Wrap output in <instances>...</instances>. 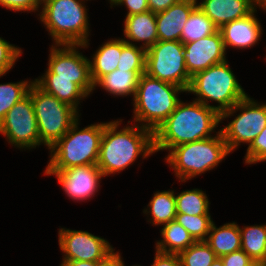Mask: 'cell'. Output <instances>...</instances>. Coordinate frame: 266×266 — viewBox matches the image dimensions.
Returning a JSON list of instances; mask_svg holds the SVG:
<instances>
[{
	"label": "cell",
	"mask_w": 266,
	"mask_h": 266,
	"mask_svg": "<svg viewBox=\"0 0 266 266\" xmlns=\"http://www.w3.org/2000/svg\"><path fill=\"white\" fill-rule=\"evenodd\" d=\"M122 119L104 122L97 166L104 177L119 173L141 155L143 159L154 152L153 132L138 124L118 129Z\"/></svg>",
	"instance_id": "obj_1"
},
{
	"label": "cell",
	"mask_w": 266,
	"mask_h": 266,
	"mask_svg": "<svg viewBox=\"0 0 266 266\" xmlns=\"http://www.w3.org/2000/svg\"><path fill=\"white\" fill-rule=\"evenodd\" d=\"M185 103L182 100L175 110L153 133L154 152L170 151L180 144L213 137L220 122V114L201 102Z\"/></svg>",
	"instance_id": "obj_2"
},
{
	"label": "cell",
	"mask_w": 266,
	"mask_h": 266,
	"mask_svg": "<svg viewBox=\"0 0 266 266\" xmlns=\"http://www.w3.org/2000/svg\"><path fill=\"white\" fill-rule=\"evenodd\" d=\"M84 3L85 0L41 1L39 18L55 44L82 45L83 48H88L89 17Z\"/></svg>",
	"instance_id": "obj_3"
},
{
	"label": "cell",
	"mask_w": 266,
	"mask_h": 266,
	"mask_svg": "<svg viewBox=\"0 0 266 266\" xmlns=\"http://www.w3.org/2000/svg\"><path fill=\"white\" fill-rule=\"evenodd\" d=\"M186 92L180 86L152 78L146 73L139 78L134 99V121L153 133L175 110L181 101L178 94Z\"/></svg>",
	"instance_id": "obj_4"
},
{
	"label": "cell",
	"mask_w": 266,
	"mask_h": 266,
	"mask_svg": "<svg viewBox=\"0 0 266 266\" xmlns=\"http://www.w3.org/2000/svg\"><path fill=\"white\" fill-rule=\"evenodd\" d=\"M79 119L50 150V161L45 169H68L81 165H97L104 123L79 129Z\"/></svg>",
	"instance_id": "obj_5"
},
{
	"label": "cell",
	"mask_w": 266,
	"mask_h": 266,
	"mask_svg": "<svg viewBox=\"0 0 266 266\" xmlns=\"http://www.w3.org/2000/svg\"><path fill=\"white\" fill-rule=\"evenodd\" d=\"M228 154L230 152L223 135L218 131L213 137L173 147L165 160L174 170L176 177L181 182H186L214 169Z\"/></svg>",
	"instance_id": "obj_6"
},
{
	"label": "cell",
	"mask_w": 266,
	"mask_h": 266,
	"mask_svg": "<svg viewBox=\"0 0 266 266\" xmlns=\"http://www.w3.org/2000/svg\"><path fill=\"white\" fill-rule=\"evenodd\" d=\"M187 92L195 94V101L214 108L219 114L232 108L248 95L239 84L227 60L196 73L191 77ZM209 101L218 105H210Z\"/></svg>",
	"instance_id": "obj_7"
},
{
	"label": "cell",
	"mask_w": 266,
	"mask_h": 266,
	"mask_svg": "<svg viewBox=\"0 0 266 266\" xmlns=\"http://www.w3.org/2000/svg\"><path fill=\"white\" fill-rule=\"evenodd\" d=\"M28 94L34 107L41 144L49 149L79 119V112L33 83Z\"/></svg>",
	"instance_id": "obj_8"
},
{
	"label": "cell",
	"mask_w": 266,
	"mask_h": 266,
	"mask_svg": "<svg viewBox=\"0 0 266 266\" xmlns=\"http://www.w3.org/2000/svg\"><path fill=\"white\" fill-rule=\"evenodd\" d=\"M238 110L241 113L220 129L230 153L241 143H246L249 146L266 127V103L258 104L248 95L232 108L223 111L220 114V122L234 116L233 114Z\"/></svg>",
	"instance_id": "obj_9"
},
{
	"label": "cell",
	"mask_w": 266,
	"mask_h": 266,
	"mask_svg": "<svg viewBox=\"0 0 266 266\" xmlns=\"http://www.w3.org/2000/svg\"><path fill=\"white\" fill-rule=\"evenodd\" d=\"M181 41H157L146 50L145 73L160 81L189 88V76L183 56Z\"/></svg>",
	"instance_id": "obj_10"
},
{
	"label": "cell",
	"mask_w": 266,
	"mask_h": 266,
	"mask_svg": "<svg viewBox=\"0 0 266 266\" xmlns=\"http://www.w3.org/2000/svg\"><path fill=\"white\" fill-rule=\"evenodd\" d=\"M0 134L17 148L32 149L41 145L31 96L15 103L0 122Z\"/></svg>",
	"instance_id": "obj_11"
},
{
	"label": "cell",
	"mask_w": 266,
	"mask_h": 266,
	"mask_svg": "<svg viewBox=\"0 0 266 266\" xmlns=\"http://www.w3.org/2000/svg\"><path fill=\"white\" fill-rule=\"evenodd\" d=\"M50 48L47 65L55 78L75 79V83L89 96L95 88L90 76V61L77 51L82 45L53 44Z\"/></svg>",
	"instance_id": "obj_12"
},
{
	"label": "cell",
	"mask_w": 266,
	"mask_h": 266,
	"mask_svg": "<svg viewBox=\"0 0 266 266\" xmlns=\"http://www.w3.org/2000/svg\"><path fill=\"white\" fill-rule=\"evenodd\" d=\"M58 238L63 261L98 262L115 250L106 239L87 231L61 228Z\"/></svg>",
	"instance_id": "obj_13"
},
{
	"label": "cell",
	"mask_w": 266,
	"mask_h": 266,
	"mask_svg": "<svg viewBox=\"0 0 266 266\" xmlns=\"http://www.w3.org/2000/svg\"><path fill=\"white\" fill-rule=\"evenodd\" d=\"M46 175H55L65 194L72 200L83 201L93 197L104 177L97 165H81L68 169H46Z\"/></svg>",
	"instance_id": "obj_14"
},
{
	"label": "cell",
	"mask_w": 266,
	"mask_h": 266,
	"mask_svg": "<svg viewBox=\"0 0 266 266\" xmlns=\"http://www.w3.org/2000/svg\"><path fill=\"white\" fill-rule=\"evenodd\" d=\"M183 46V56L190 77L226 60V49L219 30Z\"/></svg>",
	"instance_id": "obj_15"
},
{
	"label": "cell",
	"mask_w": 266,
	"mask_h": 266,
	"mask_svg": "<svg viewBox=\"0 0 266 266\" xmlns=\"http://www.w3.org/2000/svg\"><path fill=\"white\" fill-rule=\"evenodd\" d=\"M197 6L213 21L219 29L233 20L247 17L257 6L266 11V4L257 0H203Z\"/></svg>",
	"instance_id": "obj_16"
},
{
	"label": "cell",
	"mask_w": 266,
	"mask_h": 266,
	"mask_svg": "<svg viewBox=\"0 0 266 266\" xmlns=\"http://www.w3.org/2000/svg\"><path fill=\"white\" fill-rule=\"evenodd\" d=\"M255 9L247 17L233 20L219 28L225 49L229 46L245 49L254 46L261 39L262 25L257 19Z\"/></svg>",
	"instance_id": "obj_17"
},
{
	"label": "cell",
	"mask_w": 266,
	"mask_h": 266,
	"mask_svg": "<svg viewBox=\"0 0 266 266\" xmlns=\"http://www.w3.org/2000/svg\"><path fill=\"white\" fill-rule=\"evenodd\" d=\"M197 0H179L167 10L156 14L158 41H180L183 27Z\"/></svg>",
	"instance_id": "obj_18"
},
{
	"label": "cell",
	"mask_w": 266,
	"mask_h": 266,
	"mask_svg": "<svg viewBox=\"0 0 266 266\" xmlns=\"http://www.w3.org/2000/svg\"><path fill=\"white\" fill-rule=\"evenodd\" d=\"M124 41L128 44L143 42L141 45L145 50L149 49L158 41L156 26V14L147 11L145 13L126 16L124 19ZM131 41V42H130Z\"/></svg>",
	"instance_id": "obj_19"
},
{
	"label": "cell",
	"mask_w": 266,
	"mask_h": 266,
	"mask_svg": "<svg viewBox=\"0 0 266 266\" xmlns=\"http://www.w3.org/2000/svg\"><path fill=\"white\" fill-rule=\"evenodd\" d=\"M44 92L55 96L75 109H79L80 100L88 95L75 83V79L55 78L48 68L44 75L33 80Z\"/></svg>",
	"instance_id": "obj_20"
},
{
	"label": "cell",
	"mask_w": 266,
	"mask_h": 266,
	"mask_svg": "<svg viewBox=\"0 0 266 266\" xmlns=\"http://www.w3.org/2000/svg\"><path fill=\"white\" fill-rule=\"evenodd\" d=\"M145 70H123L115 69L111 73L102 76L95 84L105 91L116 96H131L136 94L139 78Z\"/></svg>",
	"instance_id": "obj_21"
},
{
	"label": "cell",
	"mask_w": 266,
	"mask_h": 266,
	"mask_svg": "<svg viewBox=\"0 0 266 266\" xmlns=\"http://www.w3.org/2000/svg\"><path fill=\"white\" fill-rule=\"evenodd\" d=\"M205 242L217 257L241 250L240 229L237 223H226L216 227L213 222Z\"/></svg>",
	"instance_id": "obj_22"
},
{
	"label": "cell",
	"mask_w": 266,
	"mask_h": 266,
	"mask_svg": "<svg viewBox=\"0 0 266 266\" xmlns=\"http://www.w3.org/2000/svg\"><path fill=\"white\" fill-rule=\"evenodd\" d=\"M121 55V38L110 39L96 50L90 61V76L95 84L102 76L117 68Z\"/></svg>",
	"instance_id": "obj_23"
},
{
	"label": "cell",
	"mask_w": 266,
	"mask_h": 266,
	"mask_svg": "<svg viewBox=\"0 0 266 266\" xmlns=\"http://www.w3.org/2000/svg\"><path fill=\"white\" fill-rule=\"evenodd\" d=\"M162 240L156 242L155 249L164 253L180 254L195 241L189 232L176 220L163 225Z\"/></svg>",
	"instance_id": "obj_24"
},
{
	"label": "cell",
	"mask_w": 266,
	"mask_h": 266,
	"mask_svg": "<svg viewBox=\"0 0 266 266\" xmlns=\"http://www.w3.org/2000/svg\"><path fill=\"white\" fill-rule=\"evenodd\" d=\"M240 229L241 250L255 264H266V224L244 226Z\"/></svg>",
	"instance_id": "obj_25"
},
{
	"label": "cell",
	"mask_w": 266,
	"mask_h": 266,
	"mask_svg": "<svg viewBox=\"0 0 266 266\" xmlns=\"http://www.w3.org/2000/svg\"><path fill=\"white\" fill-rule=\"evenodd\" d=\"M176 198L174 190L157 191L154 193L148 204V209H144L143 213L151 214L149 219L152 225H164L175 220L176 217Z\"/></svg>",
	"instance_id": "obj_26"
},
{
	"label": "cell",
	"mask_w": 266,
	"mask_h": 266,
	"mask_svg": "<svg viewBox=\"0 0 266 266\" xmlns=\"http://www.w3.org/2000/svg\"><path fill=\"white\" fill-rule=\"evenodd\" d=\"M218 30L213 21L197 6L183 27L180 41L183 44L190 43L214 34Z\"/></svg>",
	"instance_id": "obj_27"
},
{
	"label": "cell",
	"mask_w": 266,
	"mask_h": 266,
	"mask_svg": "<svg viewBox=\"0 0 266 266\" xmlns=\"http://www.w3.org/2000/svg\"><path fill=\"white\" fill-rule=\"evenodd\" d=\"M176 213L189 215H210L209 199L204 191L196 188L191 190H183L179 194H175Z\"/></svg>",
	"instance_id": "obj_28"
},
{
	"label": "cell",
	"mask_w": 266,
	"mask_h": 266,
	"mask_svg": "<svg viewBox=\"0 0 266 266\" xmlns=\"http://www.w3.org/2000/svg\"><path fill=\"white\" fill-rule=\"evenodd\" d=\"M34 81H19L0 84V122L12 106L28 95Z\"/></svg>",
	"instance_id": "obj_29"
},
{
	"label": "cell",
	"mask_w": 266,
	"mask_h": 266,
	"mask_svg": "<svg viewBox=\"0 0 266 266\" xmlns=\"http://www.w3.org/2000/svg\"><path fill=\"white\" fill-rule=\"evenodd\" d=\"M182 266H211L217 259L205 241H196L179 254Z\"/></svg>",
	"instance_id": "obj_30"
},
{
	"label": "cell",
	"mask_w": 266,
	"mask_h": 266,
	"mask_svg": "<svg viewBox=\"0 0 266 266\" xmlns=\"http://www.w3.org/2000/svg\"><path fill=\"white\" fill-rule=\"evenodd\" d=\"M175 220L189 232L195 242L205 241L207 239L213 223L211 215H189L176 213Z\"/></svg>",
	"instance_id": "obj_31"
},
{
	"label": "cell",
	"mask_w": 266,
	"mask_h": 266,
	"mask_svg": "<svg viewBox=\"0 0 266 266\" xmlns=\"http://www.w3.org/2000/svg\"><path fill=\"white\" fill-rule=\"evenodd\" d=\"M116 69L145 70L146 50L121 39V55Z\"/></svg>",
	"instance_id": "obj_32"
},
{
	"label": "cell",
	"mask_w": 266,
	"mask_h": 266,
	"mask_svg": "<svg viewBox=\"0 0 266 266\" xmlns=\"http://www.w3.org/2000/svg\"><path fill=\"white\" fill-rule=\"evenodd\" d=\"M22 53V49L0 37V77L14 67Z\"/></svg>",
	"instance_id": "obj_33"
},
{
	"label": "cell",
	"mask_w": 266,
	"mask_h": 266,
	"mask_svg": "<svg viewBox=\"0 0 266 266\" xmlns=\"http://www.w3.org/2000/svg\"><path fill=\"white\" fill-rule=\"evenodd\" d=\"M244 158L249 165L266 161V127L248 146Z\"/></svg>",
	"instance_id": "obj_34"
},
{
	"label": "cell",
	"mask_w": 266,
	"mask_h": 266,
	"mask_svg": "<svg viewBox=\"0 0 266 266\" xmlns=\"http://www.w3.org/2000/svg\"><path fill=\"white\" fill-rule=\"evenodd\" d=\"M42 0H0V6L15 12H36L41 6Z\"/></svg>",
	"instance_id": "obj_35"
},
{
	"label": "cell",
	"mask_w": 266,
	"mask_h": 266,
	"mask_svg": "<svg viewBox=\"0 0 266 266\" xmlns=\"http://www.w3.org/2000/svg\"><path fill=\"white\" fill-rule=\"evenodd\" d=\"M223 266H255L254 261L243 251L238 250L221 257Z\"/></svg>",
	"instance_id": "obj_36"
},
{
	"label": "cell",
	"mask_w": 266,
	"mask_h": 266,
	"mask_svg": "<svg viewBox=\"0 0 266 266\" xmlns=\"http://www.w3.org/2000/svg\"><path fill=\"white\" fill-rule=\"evenodd\" d=\"M112 5L113 6L125 5L128 11L126 16L145 13L149 11L147 0H115L110 7H112Z\"/></svg>",
	"instance_id": "obj_37"
},
{
	"label": "cell",
	"mask_w": 266,
	"mask_h": 266,
	"mask_svg": "<svg viewBox=\"0 0 266 266\" xmlns=\"http://www.w3.org/2000/svg\"><path fill=\"white\" fill-rule=\"evenodd\" d=\"M154 263L151 266H182L178 254L164 253L155 250Z\"/></svg>",
	"instance_id": "obj_38"
},
{
	"label": "cell",
	"mask_w": 266,
	"mask_h": 266,
	"mask_svg": "<svg viewBox=\"0 0 266 266\" xmlns=\"http://www.w3.org/2000/svg\"><path fill=\"white\" fill-rule=\"evenodd\" d=\"M149 11L157 14L167 10L171 5L176 4L179 0H147Z\"/></svg>",
	"instance_id": "obj_39"
},
{
	"label": "cell",
	"mask_w": 266,
	"mask_h": 266,
	"mask_svg": "<svg viewBox=\"0 0 266 266\" xmlns=\"http://www.w3.org/2000/svg\"><path fill=\"white\" fill-rule=\"evenodd\" d=\"M97 266H125V263L120 253L113 250L103 260L98 261Z\"/></svg>",
	"instance_id": "obj_40"
},
{
	"label": "cell",
	"mask_w": 266,
	"mask_h": 266,
	"mask_svg": "<svg viewBox=\"0 0 266 266\" xmlns=\"http://www.w3.org/2000/svg\"><path fill=\"white\" fill-rule=\"evenodd\" d=\"M60 266H97V262H92V261H62Z\"/></svg>",
	"instance_id": "obj_41"
},
{
	"label": "cell",
	"mask_w": 266,
	"mask_h": 266,
	"mask_svg": "<svg viewBox=\"0 0 266 266\" xmlns=\"http://www.w3.org/2000/svg\"><path fill=\"white\" fill-rule=\"evenodd\" d=\"M211 266H223L222 259L217 257V259L211 264Z\"/></svg>",
	"instance_id": "obj_42"
},
{
	"label": "cell",
	"mask_w": 266,
	"mask_h": 266,
	"mask_svg": "<svg viewBox=\"0 0 266 266\" xmlns=\"http://www.w3.org/2000/svg\"><path fill=\"white\" fill-rule=\"evenodd\" d=\"M260 4H266V0H257Z\"/></svg>",
	"instance_id": "obj_43"
},
{
	"label": "cell",
	"mask_w": 266,
	"mask_h": 266,
	"mask_svg": "<svg viewBox=\"0 0 266 266\" xmlns=\"http://www.w3.org/2000/svg\"><path fill=\"white\" fill-rule=\"evenodd\" d=\"M255 266H266V264H256Z\"/></svg>",
	"instance_id": "obj_44"
}]
</instances>
